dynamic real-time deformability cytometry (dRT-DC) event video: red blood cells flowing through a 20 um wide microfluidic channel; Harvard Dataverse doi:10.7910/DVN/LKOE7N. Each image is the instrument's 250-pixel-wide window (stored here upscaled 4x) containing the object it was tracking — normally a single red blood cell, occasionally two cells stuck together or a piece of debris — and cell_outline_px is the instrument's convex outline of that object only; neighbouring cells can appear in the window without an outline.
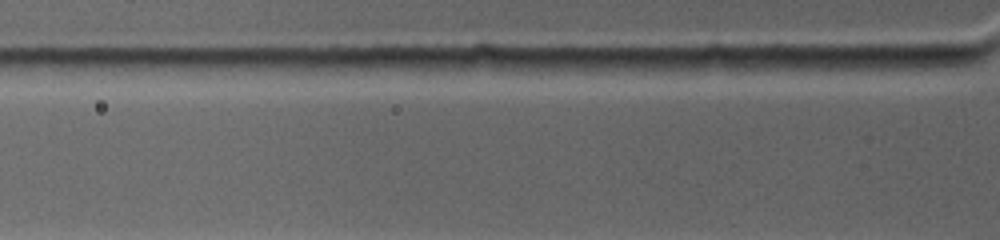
{"species": "common noctule bat (a hibernating species)", "species_latin": "Nyctalus noctula", "temperature_condition": "warm", "stored_images_in_passage": 3, "camera_frame_rate_fps": 4500, "um_per_image_px": 0.085, "animal": {"sex": "female", "body_mass_g": 19.0, "forearm_length_mm": 53.3}, "frame": {"image": 1, "passage_image": 3, "time_ms": 0.667, "image_size_px": [1000, 240], "cell_outline_px": [[736, 68], [700, 76], [644, 76], [644, 60], [708, 56], [724, 56]], "centroid_in_image_um": [58.38, 5.64], "position_along_channel_um": 67.4, "area_um2": 10.81}}